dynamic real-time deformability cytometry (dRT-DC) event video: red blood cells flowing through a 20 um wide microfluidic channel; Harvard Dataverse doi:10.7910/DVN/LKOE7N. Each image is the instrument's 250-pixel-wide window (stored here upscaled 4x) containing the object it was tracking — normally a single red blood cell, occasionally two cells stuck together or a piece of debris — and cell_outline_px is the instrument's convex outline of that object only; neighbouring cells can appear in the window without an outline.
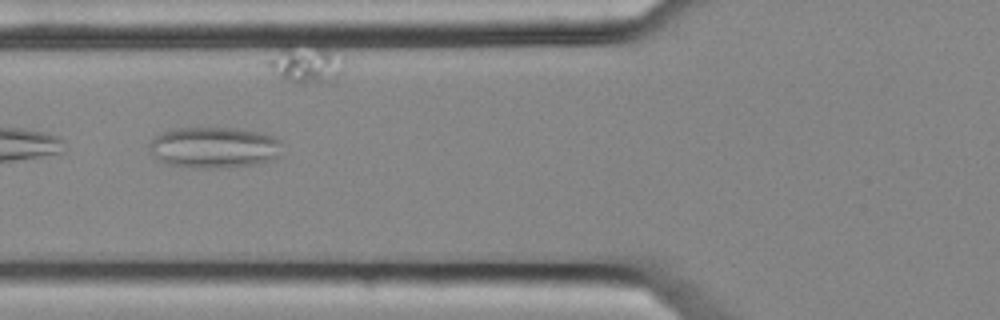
{"species": "common noctule bat (a hibernating species)", "species_latin": "Nyctalus noctula", "temperature_condition": "cold", "stored_images_in_passage": 10, "camera_frame_rate_fps": 3000, "um_per_image_px": 0.085, "animal": {"sex": "female", "body_mass_g": 25.1}, "frame": {"image": 1, "passage_image": 6, "time_ms": 1.667, "image_size_px": [1000, 320], "cell_outline_px": [[284, 156], [272, 160], [256, 164], [220, 168], [192, 168], [168, 164], [156, 160], [148, 148], [148, 144], [152, 136], [160, 132], [172, 128], [244, 128], [272, 136], [280, 140], [284, 144]], "centroid_in_image_um": [18.22, 12.53], "position_along_channel_um": 107.6, "area_um2": 32.89}}